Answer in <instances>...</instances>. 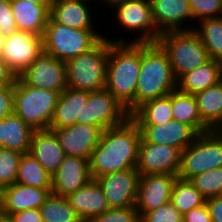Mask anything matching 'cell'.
<instances>
[{
  "label": "cell",
  "instance_id": "6da1fadb",
  "mask_svg": "<svg viewBox=\"0 0 222 222\" xmlns=\"http://www.w3.org/2000/svg\"><path fill=\"white\" fill-rule=\"evenodd\" d=\"M141 137L139 125L131 117L121 125L103 130L89 160L92 179L136 168Z\"/></svg>",
  "mask_w": 222,
  "mask_h": 222
},
{
  "label": "cell",
  "instance_id": "7a4b0ae2",
  "mask_svg": "<svg viewBox=\"0 0 222 222\" xmlns=\"http://www.w3.org/2000/svg\"><path fill=\"white\" fill-rule=\"evenodd\" d=\"M141 67V43L109 40L106 89L131 115L136 110V87Z\"/></svg>",
  "mask_w": 222,
  "mask_h": 222
},
{
  "label": "cell",
  "instance_id": "3957f363",
  "mask_svg": "<svg viewBox=\"0 0 222 222\" xmlns=\"http://www.w3.org/2000/svg\"><path fill=\"white\" fill-rule=\"evenodd\" d=\"M175 89L177 80L166 51L158 42L141 43L136 109L146 101L169 95Z\"/></svg>",
  "mask_w": 222,
  "mask_h": 222
},
{
  "label": "cell",
  "instance_id": "277c9868",
  "mask_svg": "<svg viewBox=\"0 0 222 222\" xmlns=\"http://www.w3.org/2000/svg\"><path fill=\"white\" fill-rule=\"evenodd\" d=\"M109 40L104 37L90 50L65 62L69 88L88 92L105 89Z\"/></svg>",
  "mask_w": 222,
  "mask_h": 222
},
{
  "label": "cell",
  "instance_id": "5b68a950",
  "mask_svg": "<svg viewBox=\"0 0 222 222\" xmlns=\"http://www.w3.org/2000/svg\"><path fill=\"white\" fill-rule=\"evenodd\" d=\"M97 31L74 29L57 23L50 16L43 34L44 52L67 62L93 48L104 37Z\"/></svg>",
  "mask_w": 222,
  "mask_h": 222
},
{
  "label": "cell",
  "instance_id": "8992f818",
  "mask_svg": "<svg viewBox=\"0 0 222 222\" xmlns=\"http://www.w3.org/2000/svg\"><path fill=\"white\" fill-rule=\"evenodd\" d=\"M157 42L166 51L177 81L210 60L204 44L193 29L164 32Z\"/></svg>",
  "mask_w": 222,
  "mask_h": 222
},
{
  "label": "cell",
  "instance_id": "52a82bcc",
  "mask_svg": "<svg viewBox=\"0 0 222 222\" xmlns=\"http://www.w3.org/2000/svg\"><path fill=\"white\" fill-rule=\"evenodd\" d=\"M59 93L26 85L19 77L14 84V112L34 131L49 129Z\"/></svg>",
  "mask_w": 222,
  "mask_h": 222
},
{
  "label": "cell",
  "instance_id": "ba28073f",
  "mask_svg": "<svg viewBox=\"0 0 222 222\" xmlns=\"http://www.w3.org/2000/svg\"><path fill=\"white\" fill-rule=\"evenodd\" d=\"M222 167V134L218 130L199 133L181 152L178 178L190 180L212 168Z\"/></svg>",
  "mask_w": 222,
  "mask_h": 222
},
{
  "label": "cell",
  "instance_id": "9c48e42d",
  "mask_svg": "<svg viewBox=\"0 0 222 222\" xmlns=\"http://www.w3.org/2000/svg\"><path fill=\"white\" fill-rule=\"evenodd\" d=\"M114 8L118 26H121L125 32L132 33L136 38L128 41L122 37L117 40L108 38V40L114 43L157 42L162 33L155 24L150 0H127ZM134 32L139 36L134 35Z\"/></svg>",
  "mask_w": 222,
  "mask_h": 222
},
{
  "label": "cell",
  "instance_id": "30bf717a",
  "mask_svg": "<svg viewBox=\"0 0 222 222\" xmlns=\"http://www.w3.org/2000/svg\"><path fill=\"white\" fill-rule=\"evenodd\" d=\"M130 114L105 88L89 92L81 111V124L94 125L102 130L123 124Z\"/></svg>",
  "mask_w": 222,
  "mask_h": 222
},
{
  "label": "cell",
  "instance_id": "8fae6325",
  "mask_svg": "<svg viewBox=\"0 0 222 222\" xmlns=\"http://www.w3.org/2000/svg\"><path fill=\"white\" fill-rule=\"evenodd\" d=\"M43 52L42 36L17 30L6 37L1 57L18 77Z\"/></svg>",
  "mask_w": 222,
  "mask_h": 222
},
{
  "label": "cell",
  "instance_id": "7c38bea8",
  "mask_svg": "<svg viewBox=\"0 0 222 222\" xmlns=\"http://www.w3.org/2000/svg\"><path fill=\"white\" fill-rule=\"evenodd\" d=\"M181 151L170 145L148 143L141 137L136 170L140 175L179 174Z\"/></svg>",
  "mask_w": 222,
  "mask_h": 222
},
{
  "label": "cell",
  "instance_id": "4fadbf2b",
  "mask_svg": "<svg viewBox=\"0 0 222 222\" xmlns=\"http://www.w3.org/2000/svg\"><path fill=\"white\" fill-rule=\"evenodd\" d=\"M26 85L62 93L68 86L65 62L43 52L19 76Z\"/></svg>",
  "mask_w": 222,
  "mask_h": 222
},
{
  "label": "cell",
  "instance_id": "5bb4252c",
  "mask_svg": "<svg viewBox=\"0 0 222 222\" xmlns=\"http://www.w3.org/2000/svg\"><path fill=\"white\" fill-rule=\"evenodd\" d=\"M110 208L135 207L140 173L136 168L96 177Z\"/></svg>",
  "mask_w": 222,
  "mask_h": 222
},
{
  "label": "cell",
  "instance_id": "9a60e30c",
  "mask_svg": "<svg viewBox=\"0 0 222 222\" xmlns=\"http://www.w3.org/2000/svg\"><path fill=\"white\" fill-rule=\"evenodd\" d=\"M177 175H140L135 209L140 218L148 211L155 210L170 202Z\"/></svg>",
  "mask_w": 222,
  "mask_h": 222
},
{
  "label": "cell",
  "instance_id": "2e32d148",
  "mask_svg": "<svg viewBox=\"0 0 222 222\" xmlns=\"http://www.w3.org/2000/svg\"><path fill=\"white\" fill-rule=\"evenodd\" d=\"M51 130L55 132L65 155L89 160L103 132L100 127L79 123Z\"/></svg>",
  "mask_w": 222,
  "mask_h": 222
},
{
  "label": "cell",
  "instance_id": "e0dca14e",
  "mask_svg": "<svg viewBox=\"0 0 222 222\" xmlns=\"http://www.w3.org/2000/svg\"><path fill=\"white\" fill-rule=\"evenodd\" d=\"M91 179L89 159L65 155L63 162L52 175L51 193L67 197Z\"/></svg>",
  "mask_w": 222,
  "mask_h": 222
},
{
  "label": "cell",
  "instance_id": "ac0fdd59",
  "mask_svg": "<svg viewBox=\"0 0 222 222\" xmlns=\"http://www.w3.org/2000/svg\"><path fill=\"white\" fill-rule=\"evenodd\" d=\"M50 193L51 188H38L15 182L1 190L0 214L8 217L23 210L39 209Z\"/></svg>",
  "mask_w": 222,
  "mask_h": 222
},
{
  "label": "cell",
  "instance_id": "d6986e66",
  "mask_svg": "<svg viewBox=\"0 0 222 222\" xmlns=\"http://www.w3.org/2000/svg\"><path fill=\"white\" fill-rule=\"evenodd\" d=\"M142 137L148 142L158 145H170L181 152L198 136L189 125L176 120L161 125H139Z\"/></svg>",
  "mask_w": 222,
  "mask_h": 222
},
{
  "label": "cell",
  "instance_id": "ffe728a7",
  "mask_svg": "<svg viewBox=\"0 0 222 222\" xmlns=\"http://www.w3.org/2000/svg\"><path fill=\"white\" fill-rule=\"evenodd\" d=\"M150 2L155 24L161 33L193 29L192 22H189L192 20V12L188 0H150ZM187 21L188 25L185 23Z\"/></svg>",
  "mask_w": 222,
  "mask_h": 222
},
{
  "label": "cell",
  "instance_id": "44dd1931",
  "mask_svg": "<svg viewBox=\"0 0 222 222\" xmlns=\"http://www.w3.org/2000/svg\"><path fill=\"white\" fill-rule=\"evenodd\" d=\"M96 0H52L50 16L59 24L74 29H97L91 8ZM90 5H89V4ZM92 9V10H91ZM91 10V11H90Z\"/></svg>",
  "mask_w": 222,
  "mask_h": 222
},
{
  "label": "cell",
  "instance_id": "7402d4cb",
  "mask_svg": "<svg viewBox=\"0 0 222 222\" xmlns=\"http://www.w3.org/2000/svg\"><path fill=\"white\" fill-rule=\"evenodd\" d=\"M67 199L83 222H89L110 209L106 196L95 179L71 193Z\"/></svg>",
  "mask_w": 222,
  "mask_h": 222
},
{
  "label": "cell",
  "instance_id": "603a6c76",
  "mask_svg": "<svg viewBox=\"0 0 222 222\" xmlns=\"http://www.w3.org/2000/svg\"><path fill=\"white\" fill-rule=\"evenodd\" d=\"M29 153L53 175L65 157L55 132L51 129L34 131Z\"/></svg>",
  "mask_w": 222,
  "mask_h": 222
},
{
  "label": "cell",
  "instance_id": "cb8c5ba5",
  "mask_svg": "<svg viewBox=\"0 0 222 222\" xmlns=\"http://www.w3.org/2000/svg\"><path fill=\"white\" fill-rule=\"evenodd\" d=\"M89 92L67 87L59 94L49 129H60L81 124L82 107L88 99Z\"/></svg>",
  "mask_w": 222,
  "mask_h": 222
},
{
  "label": "cell",
  "instance_id": "d4e9b609",
  "mask_svg": "<svg viewBox=\"0 0 222 222\" xmlns=\"http://www.w3.org/2000/svg\"><path fill=\"white\" fill-rule=\"evenodd\" d=\"M11 9L17 30L43 37L50 17V11L45 6L26 0H11Z\"/></svg>",
  "mask_w": 222,
  "mask_h": 222
},
{
  "label": "cell",
  "instance_id": "484cf974",
  "mask_svg": "<svg viewBox=\"0 0 222 222\" xmlns=\"http://www.w3.org/2000/svg\"><path fill=\"white\" fill-rule=\"evenodd\" d=\"M221 80L222 62L215 59H210L205 64L184 74L177 81V88L181 92L195 95L197 92L214 86Z\"/></svg>",
  "mask_w": 222,
  "mask_h": 222
},
{
  "label": "cell",
  "instance_id": "4316f807",
  "mask_svg": "<svg viewBox=\"0 0 222 222\" xmlns=\"http://www.w3.org/2000/svg\"><path fill=\"white\" fill-rule=\"evenodd\" d=\"M33 133L34 130L13 112L2 120V147L28 153Z\"/></svg>",
  "mask_w": 222,
  "mask_h": 222
},
{
  "label": "cell",
  "instance_id": "83f0119b",
  "mask_svg": "<svg viewBox=\"0 0 222 222\" xmlns=\"http://www.w3.org/2000/svg\"><path fill=\"white\" fill-rule=\"evenodd\" d=\"M172 114L173 120L191 126L198 134L211 130L201 120L195 95L178 88L172 91Z\"/></svg>",
  "mask_w": 222,
  "mask_h": 222
},
{
  "label": "cell",
  "instance_id": "f1b7e54d",
  "mask_svg": "<svg viewBox=\"0 0 222 222\" xmlns=\"http://www.w3.org/2000/svg\"><path fill=\"white\" fill-rule=\"evenodd\" d=\"M201 120L211 129L222 124V80L195 94Z\"/></svg>",
  "mask_w": 222,
  "mask_h": 222
},
{
  "label": "cell",
  "instance_id": "f546056e",
  "mask_svg": "<svg viewBox=\"0 0 222 222\" xmlns=\"http://www.w3.org/2000/svg\"><path fill=\"white\" fill-rule=\"evenodd\" d=\"M130 117L138 125H161L173 120L172 92L169 95L144 102Z\"/></svg>",
  "mask_w": 222,
  "mask_h": 222
},
{
  "label": "cell",
  "instance_id": "4dcf8cb0",
  "mask_svg": "<svg viewBox=\"0 0 222 222\" xmlns=\"http://www.w3.org/2000/svg\"><path fill=\"white\" fill-rule=\"evenodd\" d=\"M17 183L38 188H51L52 175L28 152L18 163Z\"/></svg>",
  "mask_w": 222,
  "mask_h": 222
},
{
  "label": "cell",
  "instance_id": "1f68e13d",
  "mask_svg": "<svg viewBox=\"0 0 222 222\" xmlns=\"http://www.w3.org/2000/svg\"><path fill=\"white\" fill-rule=\"evenodd\" d=\"M193 30L199 35L210 59L222 62V17L204 19Z\"/></svg>",
  "mask_w": 222,
  "mask_h": 222
},
{
  "label": "cell",
  "instance_id": "d6a6232c",
  "mask_svg": "<svg viewBox=\"0 0 222 222\" xmlns=\"http://www.w3.org/2000/svg\"><path fill=\"white\" fill-rule=\"evenodd\" d=\"M39 210L43 222H83L67 197L50 193Z\"/></svg>",
  "mask_w": 222,
  "mask_h": 222
},
{
  "label": "cell",
  "instance_id": "836d02e7",
  "mask_svg": "<svg viewBox=\"0 0 222 222\" xmlns=\"http://www.w3.org/2000/svg\"><path fill=\"white\" fill-rule=\"evenodd\" d=\"M170 202L184 215L186 212L204 205L206 199L189 180L177 178L173 186Z\"/></svg>",
  "mask_w": 222,
  "mask_h": 222
},
{
  "label": "cell",
  "instance_id": "e575fe53",
  "mask_svg": "<svg viewBox=\"0 0 222 222\" xmlns=\"http://www.w3.org/2000/svg\"><path fill=\"white\" fill-rule=\"evenodd\" d=\"M205 199L222 196V167L212 168L189 180Z\"/></svg>",
  "mask_w": 222,
  "mask_h": 222
},
{
  "label": "cell",
  "instance_id": "d590c367",
  "mask_svg": "<svg viewBox=\"0 0 222 222\" xmlns=\"http://www.w3.org/2000/svg\"><path fill=\"white\" fill-rule=\"evenodd\" d=\"M22 153L0 148V191L15 183Z\"/></svg>",
  "mask_w": 222,
  "mask_h": 222
},
{
  "label": "cell",
  "instance_id": "8d00e7d4",
  "mask_svg": "<svg viewBox=\"0 0 222 222\" xmlns=\"http://www.w3.org/2000/svg\"><path fill=\"white\" fill-rule=\"evenodd\" d=\"M193 21L222 17V0H188ZM198 19V20H196Z\"/></svg>",
  "mask_w": 222,
  "mask_h": 222
},
{
  "label": "cell",
  "instance_id": "74e56055",
  "mask_svg": "<svg viewBox=\"0 0 222 222\" xmlns=\"http://www.w3.org/2000/svg\"><path fill=\"white\" fill-rule=\"evenodd\" d=\"M140 222H183V215L171 202L161 205L159 208L146 212Z\"/></svg>",
  "mask_w": 222,
  "mask_h": 222
},
{
  "label": "cell",
  "instance_id": "f35d334b",
  "mask_svg": "<svg viewBox=\"0 0 222 222\" xmlns=\"http://www.w3.org/2000/svg\"><path fill=\"white\" fill-rule=\"evenodd\" d=\"M89 222H140L135 207L110 208L105 213L93 217Z\"/></svg>",
  "mask_w": 222,
  "mask_h": 222
},
{
  "label": "cell",
  "instance_id": "ab89813d",
  "mask_svg": "<svg viewBox=\"0 0 222 222\" xmlns=\"http://www.w3.org/2000/svg\"><path fill=\"white\" fill-rule=\"evenodd\" d=\"M17 31V25L11 9V0H0V33L8 37Z\"/></svg>",
  "mask_w": 222,
  "mask_h": 222
},
{
  "label": "cell",
  "instance_id": "60d3db41",
  "mask_svg": "<svg viewBox=\"0 0 222 222\" xmlns=\"http://www.w3.org/2000/svg\"><path fill=\"white\" fill-rule=\"evenodd\" d=\"M14 112V87H0V120Z\"/></svg>",
  "mask_w": 222,
  "mask_h": 222
},
{
  "label": "cell",
  "instance_id": "b9f144b4",
  "mask_svg": "<svg viewBox=\"0 0 222 222\" xmlns=\"http://www.w3.org/2000/svg\"><path fill=\"white\" fill-rule=\"evenodd\" d=\"M183 222H212L206 203L183 215Z\"/></svg>",
  "mask_w": 222,
  "mask_h": 222
},
{
  "label": "cell",
  "instance_id": "7bdbcfd3",
  "mask_svg": "<svg viewBox=\"0 0 222 222\" xmlns=\"http://www.w3.org/2000/svg\"><path fill=\"white\" fill-rule=\"evenodd\" d=\"M13 222H43L39 209L23 210L8 216Z\"/></svg>",
  "mask_w": 222,
  "mask_h": 222
},
{
  "label": "cell",
  "instance_id": "ee69618b",
  "mask_svg": "<svg viewBox=\"0 0 222 222\" xmlns=\"http://www.w3.org/2000/svg\"><path fill=\"white\" fill-rule=\"evenodd\" d=\"M206 206L212 222H222V196L206 199Z\"/></svg>",
  "mask_w": 222,
  "mask_h": 222
},
{
  "label": "cell",
  "instance_id": "f6af8a7d",
  "mask_svg": "<svg viewBox=\"0 0 222 222\" xmlns=\"http://www.w3.org/2000/svg\"><path fill=\"white\" fill-rule=\"evenodd\" d=\"M16 78L0 56V87H14Z\"/></svg>",
  "mask_w": 222,
  "mask_h": 222
},
{
  "label": "cell",
  "instance_id": "bcb514c9",
  "mask_svg": "<svg viewBox=\"0 0 222 222\" xmlns=\"http://www.w3.org/2000/svg\"><path fill=\"white\" fill-rule=\"evenodd\" d=\"M98 3H101L102 5V2L103 4L106 6H108L109 8H114L115 6H117L118 4H121V3H124L125 1L127 0H96Z\"/></svg>",
  "mask_w": 222,
  "mask_h": 222
},
{
  "label": "cell",
  "instance_id": "7dc6e473",
  "mask_svg": "<svg viewBox=\"0 0 222 222\" xmlns=\"http://www.w3.org/2000/svg\"><path fill=\"white\" fill-rule=\"evenodd\" d=\"M29 2H32L34 4L43 5L45 6L49 11L51 10L52 0H26Z\"/></svg>",
  "mask_w": 222,
  "mask_h": 222
},
{
  "label": "cell",
  "instance_id": "c3c4849f",
  "mask_svg": "<svg viewBox=\"0 0 222 222\" xmlns=\"http://www.w3.org/2000/svg\"><path fill=\"white\" fill-rule=\"evenodd\" d=\"M6 37H4L1 33H0V56L2 54L3 51V45L5 43Z\"/></svg>",
  "mask_w": 222,
  "mask_h": 222
},
{
  "label": "cell",
  "instance_id": "681fc988",
  "mask_svg": "<svg viewBox=\"0 0 222 222\" xmlns=\"http://www.w3.org/2000/svg\"><path fill=\"white\" fill-rule=\"evenodd\" d=\"M0 222H13L9 217L0 214Z\"/></svg>",
  "mask_w": 222,
  "mask_h": 222
},
{
  "label": "cell",
  "instance_id": "f907efd6",
  "mask_svg": "<svg viewBox=\"0 0 222 222\" xmlns=\"http://www.w3.org/2000/svg\"><path fill=\"white\" fill-rule=\"evenodd\" d=\"M2 147V120H0V148Z\"/></svg>",
  "mask_w": 222,
  "mask_h": 222
},
{
  "label": "cell",
  "instance_id": "816d5d0a",
  "mask_svg": "<svg viewBox=\"0 0 222 222\" xmlns=\"http://www.w3.org/2000/svg\"><path fill=\"white\" fill-rule=\"evenodd\" d=\"M222 134V124L217 129Z\"/></svg>",
  "mask_w": 222,
  "mask_h": 222
}]
</instances>
